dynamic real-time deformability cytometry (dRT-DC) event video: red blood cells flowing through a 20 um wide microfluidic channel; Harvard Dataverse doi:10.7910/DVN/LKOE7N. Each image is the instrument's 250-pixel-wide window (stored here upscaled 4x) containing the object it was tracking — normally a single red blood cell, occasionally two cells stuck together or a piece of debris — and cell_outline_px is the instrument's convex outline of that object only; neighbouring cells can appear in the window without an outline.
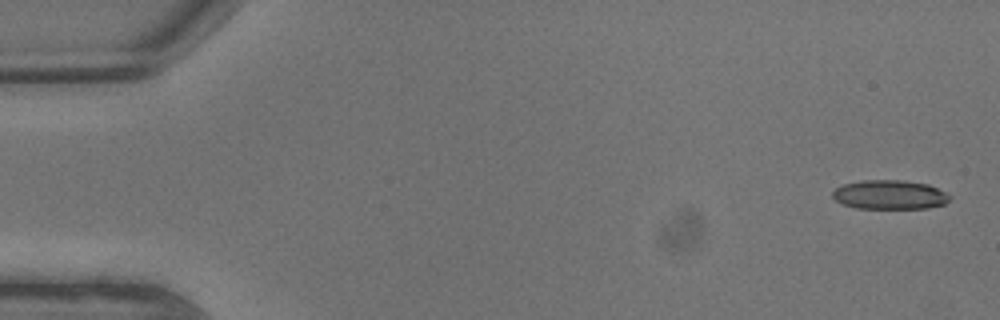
{"species": "common noctule bat (a hibernating species)", "species_latin": "Nyctalus noctula", "temperature_condition": "warm", "stored_images_in_passage": 6, "camera_frame_rate_fps": 3000, "um_per_image_px": 0.085, "animal": {"sex": "male", "body_mass_g": 13.3}, "frame": {"image": 1, "passage_image": 1, "time_ms": 0.0, "image_size_px": [1000, 320], "cell_outline_px": [[952, 196], [944, 204], [928, 208], [856, 208], [844, 204], [836, 200], [832, 196], [832, 192], [836, 188], [844, 184], [864, 180], [904, 180], [928, 184]], "centroid_in_image_um": [75.63, 16.55], "position_along_channel_um": 9.4, "area_um2": 19.77}}
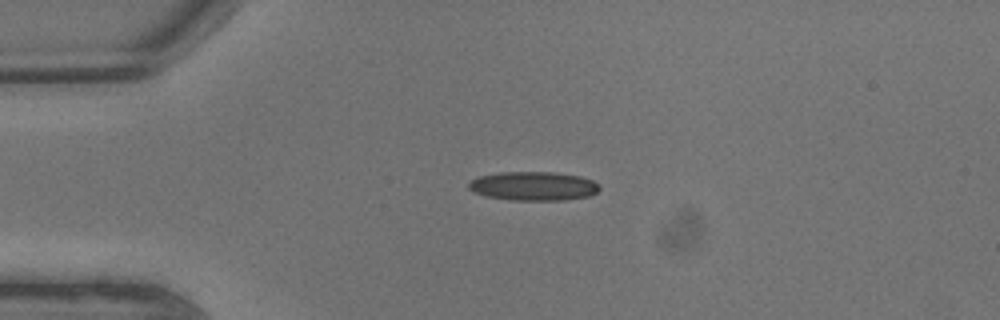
{"frame": {"image": 2, "passage_image": 5, "time_ms": 1.333, "image_size_px": [1000, 320], "cell_outline_px": [[600, 188], [596, 192], [588, 196], [564, 200], [512, 200], [484, 196], [468, 188], [468, 184], [472, 180], [480, 176], [500, 172], [552, 172], [580, 176], [592, 180], [600, 184]], "centroid_in_image_um": [45.35, 15.81], "position_along_channel_um": 39.6, "area_um2": 21.96}}